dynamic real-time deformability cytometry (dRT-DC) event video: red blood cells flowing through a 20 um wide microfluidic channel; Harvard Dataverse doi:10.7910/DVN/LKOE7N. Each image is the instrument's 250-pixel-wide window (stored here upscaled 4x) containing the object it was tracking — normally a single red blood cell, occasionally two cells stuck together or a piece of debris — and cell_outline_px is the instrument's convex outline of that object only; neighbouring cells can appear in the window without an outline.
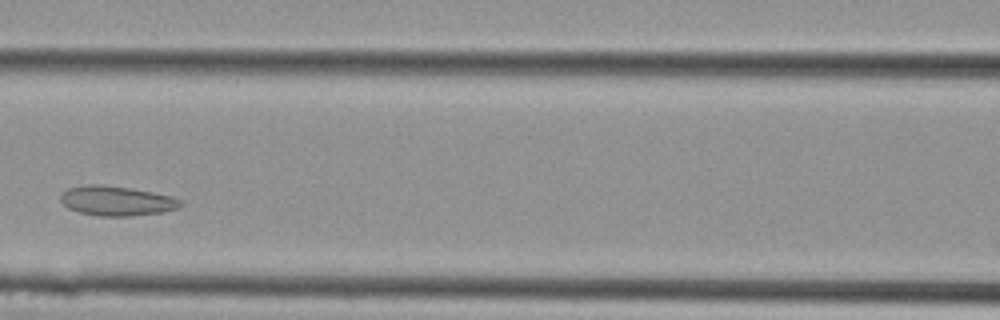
{"species": "Egyptian fruit bat (a non-hibernating species)", "species_latin": "Rousettus aegyptiacus", "temperature_condition": "cold", "stored_images_in_passage": 8, "camera_frame_rate_fps": 3000, "um_per_image_px": 0.085, "animal": {"sex": "female"}, "frame": {"image": 1, "passage_image": 7, "time_ms": 2.0, "image_size_px": [1000, 320], "cell_outline_px": [[184, 204], [180, 208], [160, 212], [132, 216], [100, 216], [80, 212], [68, 208], [60, 200], [60, 196], [68, 188], [88, 184], [100, 184], [128, 188], [152, 192], [172, 196], [180, 200]], "centroid_in_image_um": [9.93, 17.07], "position_along_channel_um": 156.7, "area_um2": 20.63}}